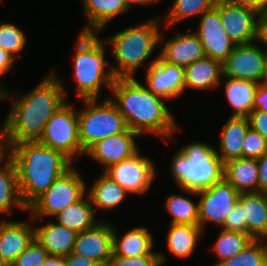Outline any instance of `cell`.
<instances>
[{"mask_svg":"<svg viewBox=\"0 0 267 266\" xmlns=\"http://www.w3.org/2000/svg\"><path fill=\"white\" fill-rule=\"evenodd\" d=\"M253 109L267 111V82L261 81L254 94Z\"/></svg>","mask_w":267,"mask_h":266,"instance_id":"cell-43","label":"cell"},{"mask_svg":"<svg viewBox=\"0 0 267 266\" xmlns=\"http://www.w3.org/2000/svg\"><path fill=\"white\" fill-rule=\"evenodd\" d=\"M63 82L52 70L31 92L15 96L3 123L11 147L21 142L39 141L47 121L66 102Z\"/></svg>","mask_w":267,"mask_h":266,"instance_id":"cell-1","label":"cell"},{"mask_svg":"<svg viewBox=\"0 0 267 266\" xmlns=\"http://www.w3.org/2000/svg\"><path fill=\"white\" fill-rule=\"evenodd\" d=\"M97 178L86 194L95 211L99 209L112 211L129 193L104 172Z\"/></svg>","mask_w":267,"mask_h":266,"instance_id":"cell-27","label":"cell"},{"mask_svg":"<svg viewBox=\"0 0 267 266\" xmlns=\"http://www.w3.org/2000/svg\"><path fill=\"white\" fill-rule=\"evenodd\" d=\"M105 41L96 33H79L74 54V79L77 86V97L83 99H98L102 85L111 89L117 79L109 59H105Z\"/></svg>","mask_w":267,"mask_h":266,"instance_id":"cell-6","label":"cell"},{"mask_svg":"<svg viewBox=\"0 0 267 266\" xmlns=\"http://www.w3.org/2000/svg\"><path fill=\"white\" fill-rule=\"evenodd\" d=\"M157 1H159V0H125V3H126L127 9L129 10L132 7L131 5H133L134 3H135V5L136 4L148 5L150 3L153 4Z\"/></svg>","mask_w":267,"mask_h":266,"instance_id":"cell-51","label":"cell"},{"mask_svg":"<svg viewBox=\"0 0 267 266\" xmlns=\"http://www.w3.org/2000/svg\"><path fill=\"white\" fill-rule=\"evenodd\" d=\"M161 17L149 19L142 24L125 28L105 41L112 49V57L118 66H111L116 78H133L137 69L144 64L164 40L159 30Z\"/></svg>","mask_w":267,"mask_h":266,"instance_id":"cell-5","label":"cell"},{"mask_svg":"<svg viewBox=\"0 0 267 266\" xmlns=\"http://www.w3.org/2000/svg\"><path fill=\"white\" fill-rule=\"evenodd\" d=\"M267 252V240H253L244 250L232 258L215 263L212 266H263Z\"/></svg>","mask_w":267,"mask_h":266,"instance_id":"cell-35","label":"cell"},{"mask_svg":"<svg viewBox=\"0 0 267 266\" xmlns=\"http://www.w3.org/2000/svg\"><path fill=\"white\" fill-rule=\"evenodd\" d=\"M64 266H100L96 261L85 256L70 253L64 257Z\"/></svg>","mask_w":267,"mask_h":266,"instance_id":"cell-45","label":"cell"},{"mask_svg":"<svg viewBox=\"0 0 267 266\" xmlns=\"http://www.w3.org/2000/svg\"><path fill=\"white\" fill-rule=\"evenodd\" d=\"M223 178L239 193L258 192L257 159L237 158L224 163Z\"/></svg>","mask_w":267,"mask_h":266,"instance_id":"cell-25","label":"cell"},{"mask_svg":"<svg viewBox=\"0 0 267 266\" xmlns=\"http://www.w3.org/2000/svg\"><path fill=\"white\" fill-rule=\"evenodd\" d=\"M95 213V209L86 194L80 201L67 206L54 217H56L59 224L75 231L76 233H80L84 230L95 227L99 222H101L99 220L95 221Z\"/></svg>","mask_w":267,"mask_h":266,"instance_id":"cell-28","label":"cell"},{"mask_svg":"<svg viewBox=\"0 0 267 266\" xmlns=\"http://www.w3.org/2000/svg\"><path fill=\"white\" fill-rule=\"evenodd\" d=\"M0 84V101L4 99H9L10 97H14L15 95L19 94L18 92L12 91V89L5 88L4 86H1Z\"/></svg>","mask_w":267,"mask_h":266,"instance_id":"cell-50","label":"cell"},{"mask_svg":"<svg viewBox=\"0 0 267 266\" xmlns=\"http://www.w3.org/2000/svg\"><path fill=\"white\" fill-rule=\"evenodd\" d=\"M203 230L199 225L170 224L167 234V248L169 252L178 258H187L201 238Z\"/></svg>","mask_w":267,"mask_h":266,"instance_id":"cell-30","label":"cell"},{"mask_svg":"<svg viewBox=\"0 0 267 266\" xmlns=\"http://www.w3.org/2000/svg\"><path fill=\"white\" fill-rule=\"evenodd\" d=\"M222 128L217 155L223 163L242 158V142L250 128L248 118L230 116Z\"/></svg>","mask_w":267,"mask_h":266,"instance_id":"cell-26","label":"cell"},{"mask_svg":"<svg viewBox=\"0 0 267 266\" xmlns=\"http://www.w3.org/2000/svg\"><path fill=\"white\" fill-rule=\"evenodd\" d=\"M85 183L77 169L72 167L27 208L31 220L54 217L67 206L80 201L87 193Z\"/></svg>","mask_w":267,"mask_h":266,"instance_id":"cell-8","label":"cell"},{"mask_svg":"<svg viewBox=\"0 0 267 266\" xmlns=\"http://www.w3.org/2000/svg\"><path fill=\"white\" fill-rule=\"evenodd\" d=\"M218 0H174L166 17L161 18L167 27L192 16H201L216 6Z\"/></svg>","mask_w":267,"mask_h":266,"instance_id":"cell-32","label":"cell"},{"mask_svg":"<svg viewBox=\"0 0 267 266\" xmlns=\"http://www.w3.org/2000/svg\"><path fill=\"white\" fill-rule=\"evenodd\" d=\"M26 44V36L18 26L11 23H0V48L16 59Z\"/></svg>","mask_w":267,"mask_h":266,"instance_id":"cell-36","label":"cell"},{"mask_svg":"<svg viewBox=\"0 0 267 266\" xmlns=\"http://www.w3.org/2000/svg\"><path fill=\"white\" fill-rule=\"evenodd\" d=\"M165 208L172 216L170 224L199 225L198 203L183 195L173 194L166 199Z\"/></svg>","mask_w":267,"mask_h":266,"instance_id":"cell-34","label":"cell"},{"mask_svg":"<svg viewBox=\"0 0 267 266\" xmlns=\"http://www.w3.org/2000/svg\"><path fill=\"white\" fill-rule=\"evenodd\" d=\"M200 17L199 28L195 33L202 43L205 55L223 63L233 52L236 44L222 26L220 11L215 6Z\"/></svg>","mask_w":267,"mask_h":266,"instance_id":"cell-14","label":"cell"},{"mask_svg":"<svg viewBox=\"0 0 267 266\" xmlns=\"http://www.w3.org/2000/svg\"><path fill=\"white\" fill-rule=\"evenodd\" d=\"M263 266H267V252H266V256H265V259H264Z\"/></svg>","mask_w":267,"mask_h":266,"instance_id":"cell-54","label":"cell"},{"mask_svg":"<svg viewBox=\"0 0 267 266\" xmlns=\"http://www.w3.org/2000/svg\"><path fill=\"white\" fill-rule=\"evenodd\" d=\"M11 148L9 135L5 126L2 125L0 128V166L11 159Z\"/></svg>","mask_w":267,"mask_h":266,"instance_id":"cell-42","label":"cell"},{"mask_svg":"<svg viewBox=\"0 0 267 266\" xmlns=\"http://www.w3.org/2000/svg\"><path fill=\"white\" fill-rule=\"evenodd\" d=\"M113 228L101 220L95 227L77 233L72 253L108 266L113 256Z\"/></svg>","mask_w":267,"mask_h":266,"instance_id":"cell-15","label":"cell"},{"mask_svg":"<svg viewBox=\"0 0 267 266\" xmlns=\"http://www.w3.org/2000/svg\"><path fill=\"white\" fill-rule=\"evenodd\" d=\"M3 165L0 168V213L11 214L14 206L27 210L21 199L14 161L10 159Z\"/></svg>","mask_w":267,"mask_h":266,"instance_id":"cell-31","label":"cell"},{"mask_svg":"<svg viewBox=\"0 0 267 266\" xmlns=\"http://www.w3.org/2000/svg\"><path fill=\"white\" fill-rule=\"evenodd\" d=\"M47 256V251L34 238L10 266H42Z\"/></svg>","mask_w":267,"mask_h":266,"instance_id":"cell-38","label":"cell"},{"mask_svg":"<svg viewBox=\"0 0 267 266\" xmlns=\"http://www.w3.org/2000/svg\"><path fill=\"white\" fill-rule=\"evenodd\" d=\"M236 45L223 62V77L260 83L266 73V51L257 43Z\"/></svg>","mask_w":267,"mask_h":266,"instance_id":"cell-12","label":"cell"},{"mask_svg":"<svg viewBox=\"0 0 267 266\" xmlns=\"http://www.w3.org/2000/svg\"><path fill=\"white\" fill-rule=\"evenodd\" d=\"M87 19L80 33H99L117 15L128 11L125 0H81Z\"/></svg>","mask_w":267,"mask_h":266,"instance_id":"cell-23","label":"cell"},{"mask_svg":"<svg viewBox=\"0 0 267 266\" xmlns=\"http://www.w3.org/2000/svg\"><path fill=\"white\" fill-rule=\"evenodd\" d=\"M15 63V58L6 50L0 48V77L8 73Z\"/></svg>","mask_w":267,"mask_h":266,"instance_id":"cell-48","label":"cell"},{"mask_svg":"<svg viewBox=\"0 0 267 266\" xmlns=\"http://www.w3.org/2000/svg\"><path fill=\"white\" fill-rule=\"evenodd\" d=\"M147 88L166 100L184 92V68L167 63L159 55L150 62L146 71Z\"/></svg>","mask_w":267,"mask_h":266,"instance_id":"cell-16","label":"cell"},{"mask_svg":"<svg viewBox=\"0 0 267 266\" xmlns=\"http://www.w3.org/2000/svg\"><path fill=\"white\" fill-rule=\"evenodd\" d=\"M167 256L162 252L159 255H142L135 257L112 256L108 266H162Z\"/></svg>","mask_w":267,"mask_h":266,"instance_id":"cell-39","label":"cell"},{"mask_svg":"<svg viewBox=\"0 0 267 266\" xmlns=\"http://www.w3.org/2000/svg\"><path fill=\"white\" fill-rule=\"evenodd\" d=\"M103 171L128 193L137 195L149 191L157 174L153 161L147 156H142L139 151Z\"/></svg>","mask_w":267,"mask_h":266,"instance_id":"cell-11","label":"cell"},{"mask_svg":"<svg viewBox=\"0 0 267 266\" xmlns=\"http://www.w3.org/2000/svg\"><path fill=\"white\" fill-rule=\"evenodd\" d=\"M138 136L140 135L137 132L127 129L125 132L102 139L85 154L104 166L105 170L140 151L135 141Z\"/></svg>","mask_w":267,"mask_h":266,"instance_id":"cell-17","label":"cell"},{"mask_svg":"<svg viewBox=\"0 0 267 266\" xmlns=\"http://www.w3.org/2000/svg\"><path fill=\"white\" fill-rule=\"evenodd\" d=\"M238 201L243 205L247 234L254 240H267V194L240 193Z\"/></svg>","mask_w":267,"mask_h":266,"instance_id":"cell-20","label":"cell"},{"mask_svg":"<svg viewBox=\"0 0 267 266\" xmlns=\"http://www.w3.org/2000/svg\"><path fill=\"white\" fill-rule=\"evenodd\" d=\"M216 7L220 11L224 30L236 45L256 42L259 12L249 7L229 4L224 0H218Z\"/></svg>","mask_w":267,"mask_h":266,"instance_id":"cell-13","label":"cell"},{"mask_svg":"<svg viewBox=\"0 0 267 266\" xmlns=\"http://www.w3.org/2000/svg\"><path fill=\"white\" fill-rule=\"evenodd\" d=\"M42 266H64V257L48 255Z\"/></svg>","mask_w":267,"mask_h":266,"instance_id":"cell-49","label":"cell"},{"mask_svg":"<svg viewBox=\"0 0 267 266\" xmlns=\"http://www.w3.org/2000/svg\"><path fill=\"white\" fill-rule=\"evenodd\" d=\"M225 97L234 109L231 116L247 117L253 110L254 94L258 83L247 80H236L226 77Z\"/></svg>","mask_w":267,"mask_h":266,"instance_id":"cell-29","label":"cell"},{"mask_svg":"<svg viewBox=\"0 0 267 266\" xmlns=\"http://www.w3.org/2000/svg\"><path fill=\"white\" fill-rule=\"evenodd\" d=\"M207 142H192L179 149L171 160V173L182 191H200L223 179L224 163Z\"/></svg>","mask_w":267,"mask_h":266,"instance_id":"cell-4","label":"cell"},{"mask_svg":"<svg viewBox=\"0 0 267 266\" xmlns=\"http://www.w3.org/2000/svg\"><path fill=\"white\" fill-rule=\"evenodd\" d=\"M258 163V192L267 194V153L257 159Z\"/></svg>","mask_w":267,"mask_h":266,"instance_id":"cell-44","label":"cell"},{"mask_svg":"<svg viewBox=\"0 0 267 266\" xmlns=\"http://www.w3.org/2000/svg\"><path fill=\"white\" fill-rule=\"evenodd\" d=\"M253 240L254 239L248 234L221 229L216 242H214L215 244L212 246L218 260L220 259V261L217 262L236 256Z\"/></svg>","mask_w":267,"mask_h":266,"instance_id":"cell-33","label":"cell"},{"mask_svg":"<svg viewBox=\"0 0 267 266\" xmlns=\"http://www.w3.org/2000/svg\"><path fill=\"white\" fill-rule=\"evenodd\" d=\"M225 231L242 232L247 234L246 219L243 215V205L237 201L221 227Z\"/></svg>","mask_w":267,"mask_h":266,"instance_id":"cell-40","label":"cell"},{"mask_svg":"<svg viewBox=\"0 0 267 266\" xmlns=\"http://www.w3.org/2000/svg\"><path fill=\"white\" fill-rule=\"evenodd\" d=\"M153 235L145 227H135L128 230L119 238L115 227L113 228V256L135 257L142 255H159L152 250L154 246Z\"/></svg>","mask_w":267,"mask_h":266,"instance_id":"cell-24","label":"cell"},{"mask_svg":"<svg viewBox=\"0 0 267 266\" xmlns=\"http://www.w3.org/2000/svg\"><path fill=\"white\" fill-rule=\"evenodd\" d=\"M110 90L114 94L111 101L131 131L140 136L153 133L168 140L179 129L165 99L155 95L135 77L117 78Z\"/></svg>","mask_w":267,"mask_h":266,"instance_id":"cell-2","label":"cell"},{"mask_svg":"<svg viewBox=\"0 0 267 266\" xmlns=\"http://www.w3.org/2000/svg\"><path fill=\"white\" fill-rule=\"evenodd\" d=\"M200 196L198 203L199 226L202 230L205 223H216L221 227L238 201L239 192L224 178L210 188L196 191H185Z\"/></svg>","mask_w":267,"mask_h":266,"instance_id":"cell-10","label":"cell"},{"mask_svg":"<svg viewBox=\"0 0 267 266\" xmlns=\"http://www.w3.org/2000/svg\"><path fill=\"white\" fill-rule=\"evenodd\" d=\"M0 266H9V264L0 256Z\"/></svg>","mask_w":267,"mask_h":266,"instance_id":"cell-52","label":"cell"},{"mask_svg":"<svg viewBox=\"0 0 267 266\" xmlns=\"http://www.w3.org/2000/svg\"><path fill=\"white\" fill-rule=\"evenodd\" d=\"M266 153L267 139L249 128L242 142V158L259 159Z\"/></svg>","mask_w":267,"mask_h":266,"instance_id":"cell-37","label":"cell"},{"mask_svg":"<svg viewBox=\"0 0 267 266\" xmlns=\"http://www.w3.org/2000/svg\"><path fill=\"white\" fill-rule=\"evenodd\" d=\"M247 118L250 128L267 139V111L253 109Z\"/></svg>","mask_w":267,"mask_h":266,"instance_id":"cell-41","label":"cell"},{"mask_svg":"<svg viewBox=\"0 0 267 266\" xmlns=\"http://www.w3.org/2000/svg\"><path fill=\"white\" fill-rule=\"evenodd\" d=\"M77 233L59 223L48 222L34 226V238L47 251L48 255L65 257L74 247Z\"/></svg>","mask_w":267,"mask_h":266,"instance_id":"cell-21","label":"cell"},{"mask_svg":"<svg viewBox=\"0 0 267 266\" xmlns=\"http://www.w3.org/2000/svg\"><path fill=\"white\" fill-rule=\"evenodd\" d=\"M223 63L205 56L184 68L185 89L210 90L221 85Z\"/></svg>","mask_w":267,"mask_h":266,"instance_id":"cell-22","label":"cell"},{"mask_svg":"<svg viewBox=\"0 0 267 266\" xmlns=\"http://www.w3.org/2000/svg\"><path fill=\"white\" fill-rule=\"evenodd\" d=\"M229 4L245 6L256 10L259 13L265 12L267 0H224Z\"/></svg>","mask_w":267,"mask_h":266,"instance_id":"cell-46","label":"cell"},{"mask_svg":"<svg viewBox=\"0 0 267 266\" xmlns=\"http://www.w3.org/2000/svg\"><path fill=\"white\" fill-rule=\"evenodd\" d=\"M257 42H261L267 46V14L259 13L257 20Z\"/></svg>","mask_w":267,"mask_h":266,"instance_id":"cell-47","label":"cell"},{"mask_svg":"<svg viewBox=\"0 0 267 266\" xmlns=\"http://www.w3.org/2000/svg\"><path fill=\"white\" fill-rule=\"evenodd\" d=\"M21 199L28 208L52 184L72 168V161L60 151L38 141L12 146Z\"/></svg>","mask_w":267,"mask_h":266,"instance_id":"cell-3","label":"cell"},{"mask_svg":"<svg viewBox=\"0 0 267 266\" xmlns=\"http://www.w3.org/2000/svg\"><path fill=\"white\" fill-rule=\"evenodd\" d=\"M38 142L60 151L72 162L76 156L85 154L79 139L78 110L66 101L47 121Z\"/></svg>","mask_w":267,"mask_h":266,"instance_id":"cell-9","label":"cell"},{"mask_svg":"<svg viewBox=\"0 0 267 266\" xmlns=\"http://www.w3.org/2000/svg\"><path fill=\"white\" fill-rule=\"evenodd\" d=\"M32 222L0 221V256L10 264L34 239Z\"/></svg>","mask_w":267,"mask_h":266,"instance_id":"cell-19","label":"cell"},{"mask_svg":"<svg viewBox=\"0 0 267 266\" xmlns=\"http://www.w3.org/2000/svg\"><path fill=\"white\" fill-rule=\"evenodd\" d=\"M83 99L85 107L78 110L79 139L84 153L94 144L128 129L123 115L110 98Z\"/></svg>","mask_w":267,"mask_h":266,"instance_id":"cell-7","label":"cell"},{"mask_svg":"<svg viewBox=\"0 0 267 266\" xmlns=\"http://www.w3.org/2000/svg\"><path fill=\"white\" fill-rule=\"evenodd\" d=\"M264 81L267 82V50H266V73H265Z\"/></svg>","mask_w":267,"mask_h":266,"instance_id":"cell-53","label":"cell"},{"mask_svg":"<svg viewBox=\"0 0 267 266\" xmlns=\"http://www.w3.org/2000/svg\"><path fill=\"white\" fill-rule=\"evenodd\" d=\"M159 56L167 63L186 68L205 57L202 43L195 32L174 36L162 43Z\"/></svg>","mask_w":267,"mask_h":266,"instance_id":"cell-18","label":"cell"}]
</instances>
